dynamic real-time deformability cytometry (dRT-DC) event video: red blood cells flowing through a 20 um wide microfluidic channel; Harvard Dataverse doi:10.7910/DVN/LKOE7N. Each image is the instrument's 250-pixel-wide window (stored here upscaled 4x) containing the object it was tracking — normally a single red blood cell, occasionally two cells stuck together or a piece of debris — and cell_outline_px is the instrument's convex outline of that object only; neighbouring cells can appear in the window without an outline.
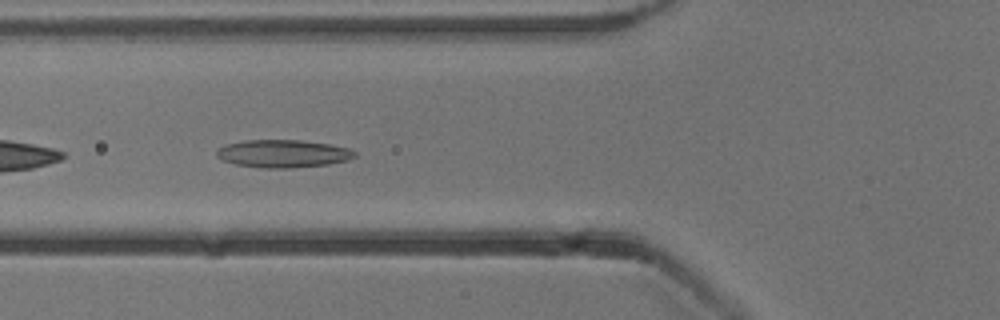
{"species": "common noctule bat (a hibernating species)", "species_latin": "Nyctalus noctula", "temperature_condition": "cold", "stored_images_in_passage": 29, "camera_frame_rate_fps": 3000, "um_per_image_px": 0.085, "animal": {"sex": "male", "body_mass_g": 13.3}, "frame": {"image": 1, "passage_image": 5, "time_ms": 1.333, "image_size_px": [1000, 320], "cell_outline_px": [[356, 156], [348, 160], [328, 164], [292, 168], [260, 168], [236, 164], [224, 160], [216, 156], [216, 148], [228, 144], [244, 140], [300, 140], [328, 144], [352, 148], [356, 152]], "centroid_in_image_um": [24.07, 13.06], "position_along_channel_um": 101.7, "area_um2": 22.43}}
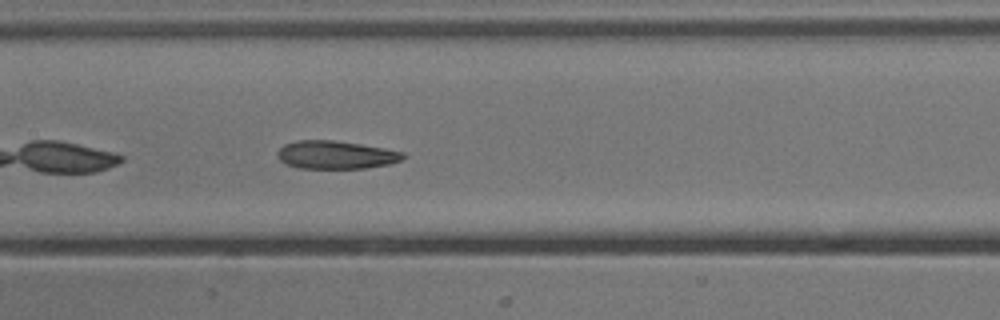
{"frame": {"image": 2, "passage_image": 11, "time_ms": 3.333, "image_size_px": [1000, 320], "cell_outline_px": [[404, 156], [400, 160], [388, 164], [368, 168], [300, 168], [284, 164], [276, 156], [276, 152], [284, 144], [296, 140], [332, 140], [360, 144], [384, 148], [404, 152]], "centroid_in_image_um": [28.49, 13.16], "position_along_channel_um": 178.9, "area_um2": 20.58}}
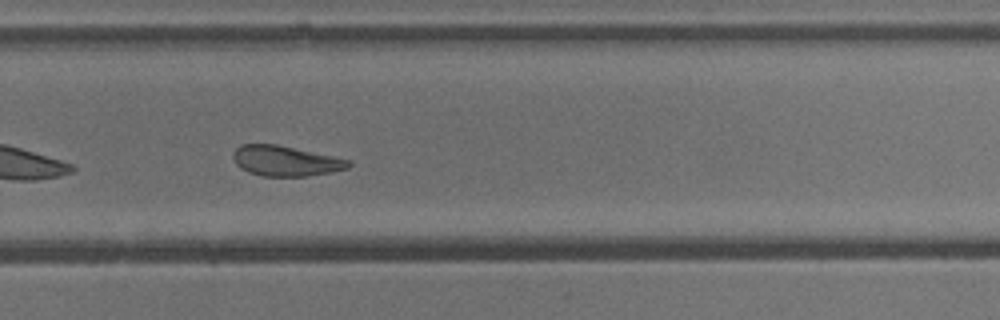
{"frame": {"image": 3, "passage_image": 21, "time_ms": 6.667, "image_size_px": [1000, 320], "cell_outline_px": [[352, 164], [348, 168], [332, 172], [308, 176], [260, 176], [248, 172], [240, 168], [236, 164], [232, 156], [232, 152], [240, 144], [276, 144], [352, 160]], "centroid_in_image_um": [24.26, 13.68], "position_along_channel_um": 305.5, "area_um2": 20.52}, "authors_computed_cell_mechanics": {"area_um2": 21.3282, "velocity_mm_per_s": 3.825, "shape_relaxation_time_tau1_ms": 8.7072, "shape_relaxation_time_tau2_ms": 3.7429, "deformation_change_tau1": 0.1693, "deformation_change_tau2": 0.1176}}